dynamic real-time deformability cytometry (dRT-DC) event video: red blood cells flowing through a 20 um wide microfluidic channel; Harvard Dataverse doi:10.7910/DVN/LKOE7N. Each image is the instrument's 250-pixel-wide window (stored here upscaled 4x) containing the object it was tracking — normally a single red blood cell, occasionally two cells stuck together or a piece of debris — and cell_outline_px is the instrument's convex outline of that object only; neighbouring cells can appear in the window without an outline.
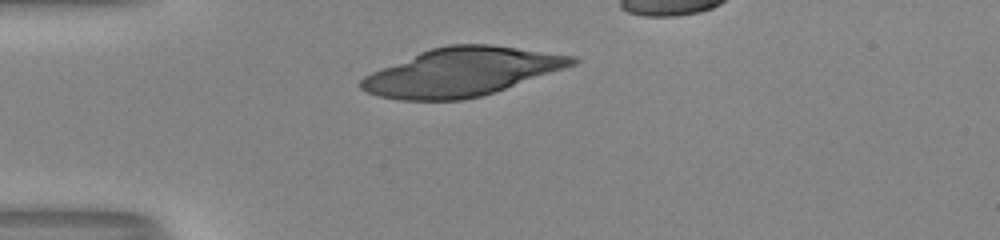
{"species": "human", "species_latin": "Homo sapiens", "temperature_condition": "room temperature", "stored_images_in_passage": 30, "camera_frame_rate_fps": 3000, "um_per_image_px": 0.085, "donor": {"sex": "male"}, "frame": {"image": 1, "passage_image": 1, "time_ms": 0.0, "image_size_px": [1000, 240], "cell_outline_px": [[580, 60], [576, 64], [480, 96], [464, 100], [400, 100], [380, 96], [368, 92], [360, 88], [356, 84], [364, 76], [372, 72], [420, 52], [432, 48], [448, 44], [492, 44], [576, 56]], "centroid_in_image_um": [39.22, 6.11], "position_along_channel_um": 45.8, "area_um2": 58.78}}